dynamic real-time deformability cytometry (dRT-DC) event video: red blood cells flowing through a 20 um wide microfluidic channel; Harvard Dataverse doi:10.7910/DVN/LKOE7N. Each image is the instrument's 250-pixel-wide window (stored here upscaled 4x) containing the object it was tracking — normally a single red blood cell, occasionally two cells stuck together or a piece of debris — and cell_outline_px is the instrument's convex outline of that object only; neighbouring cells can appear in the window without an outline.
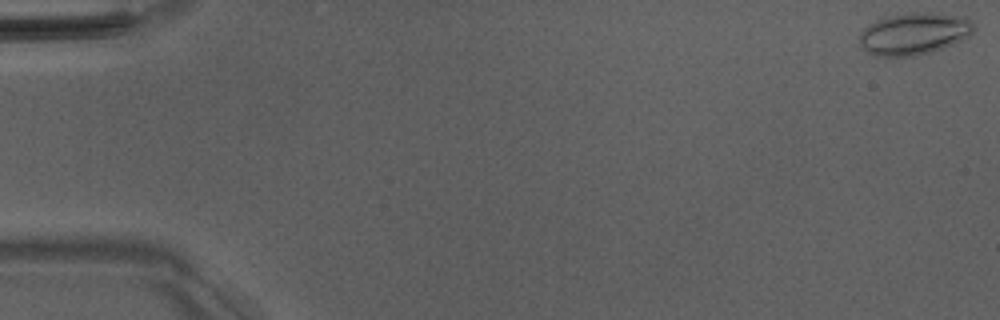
{"species": "Egyptian fruit bat (a non-hibernating species)", "species_latin": "Rousettus aegyptiacus", "temperature_condition": "room temperature", "stored_images_in_passage": 52, "camera_frame_rate_fps": 3000, "um_per_image_px": 0.085, "animal": {"sex": "male"}, "frame": {"image": 1, "passage_image": 1, "time_ms": 0.0, "image_size_px": [1000, 320], "cell_outline_px": [[976, 28], [968, 36], [952, 44], [932, 52], [916, 56], [876, 56], [864, 52], [860, 48], [860, 32], [868, 24], [876, 20], [892, 16], [912, 12], [932, 12], [964, 16], [972, 20]], "centroid_in_image_um": [77.69, 2.87], "position_along_channel_um": 7.3, "area_um2": 28.26}}
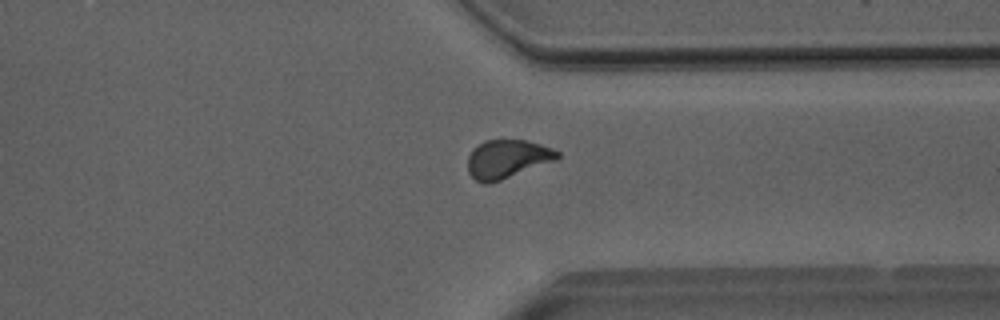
{"frame": {"image": 2, "passage_image": 40, "time_ms": 13.0, "image_size_px": [1000, 320], "cell_outline_px": [[560, 156], [556, 160], [500, 180], [488, 184], [484, 184], [476, 180], [468, 172], [468, 156], [472, 148], [484, 140], [524, 140], [540, 144], [552, 148], [560, 152]], "centroid_in_image_um": [43.09, 13.5], "position_along_channel_um": 368.3, "area_um2": 20.06}}
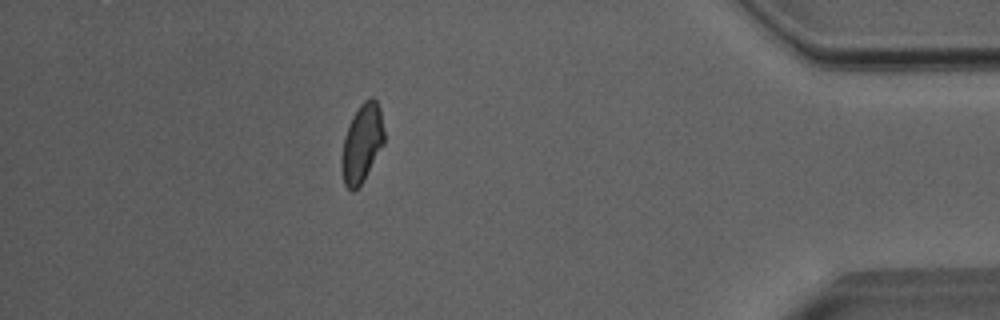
{"frame": {"image": 3, "passage_image": 46, "time_ms": 15.0, "image_size_px": [1000, 320], "cell_outline_px": [[384, 144], [364, 180], [352, 192], [344, 184], [340, 168], [340, 160], [344, 136], [348, 124], [352, 116], [360, 104], [364, 100], [372, 96], [376, 100], [380, 108], [384, 132]], "centroid_in_image_um": [30.74, 12.17], "position_along_channel_um": 404.5, "area_um2": 19.71}, "authors_computed_cell_mechanics": {"area_um2": 20.3167, "velocity_mm_per_s": 4.016, "shape_relaxation_time_tau1_ms": 6.4565, "shape_relaxation_time_tau2_ms": 1.4792, "deformation_change_tau1": 0.1353, "deformation_change_tau2": 0.0502}}